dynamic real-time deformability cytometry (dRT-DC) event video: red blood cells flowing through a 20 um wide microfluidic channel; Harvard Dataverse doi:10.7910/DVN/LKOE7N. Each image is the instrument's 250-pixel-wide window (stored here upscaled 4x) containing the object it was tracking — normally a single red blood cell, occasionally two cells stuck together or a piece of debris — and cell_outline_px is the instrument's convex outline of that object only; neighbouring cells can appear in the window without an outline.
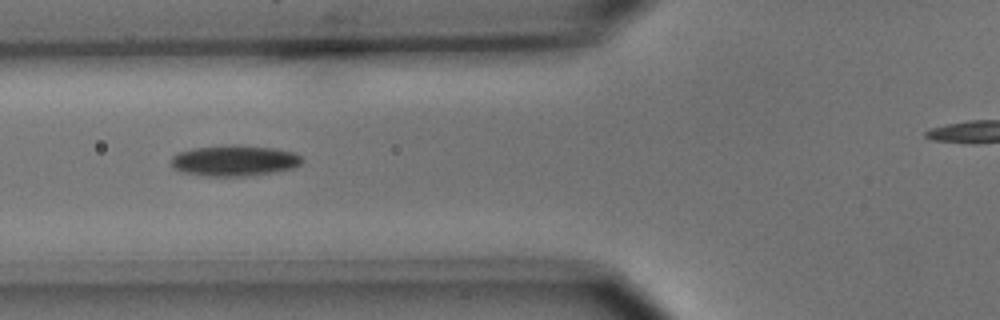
{"species": "common noctule bat (a hibernating species)", "species_latin": "Nyctalus noctula", "temperature_condition": "cold", "stored_images_in_passage": 9, "camera_frame_rate_fps": 3000, "um_per_image_px": 0.085, "animal": {"sex": "male", "body_mass_g": 15.6}, "frame": {"image": 1, "passage_image": 4, "time_ms": 3.667, "image_size_px": [1000, 320], "cell_outline_px": [[304, 160], [300, 164], [292, 168], [276, 172], [248, 176], [200, 176], [180, 172], [172, 168], [172, 156], [180, 152], [192, 148], [272, 148], [292, 152], [300, 156]], "centroid_in_image_um": [19.9, 13.72], "position_along_channel_um": 105.9, "area_um2": 22.54}}
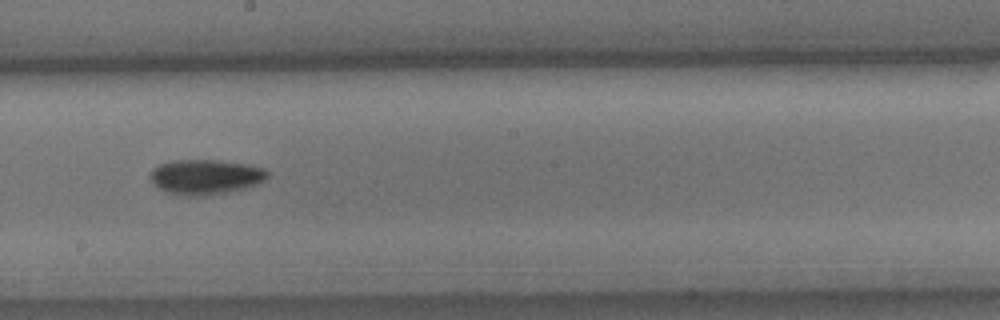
{"frame": {"image": 2, "passage_image": 7, "time_ms": 7.0, "image_size_px": [1000, 320], "cell_outline_px": [[268, 176], [260, 184], [228, 192], [208, 196], [180, 196], [168, 192], [160, 188], [152, 180], [152, 168], [160, 164], [172, 160], [216, 160], [248, 164], [264, 168], [268, 172]], "centroid_in_image_um": [17.51, 15.04], "position_along_channel_um": 230.7, "area_um2": 23.93}}
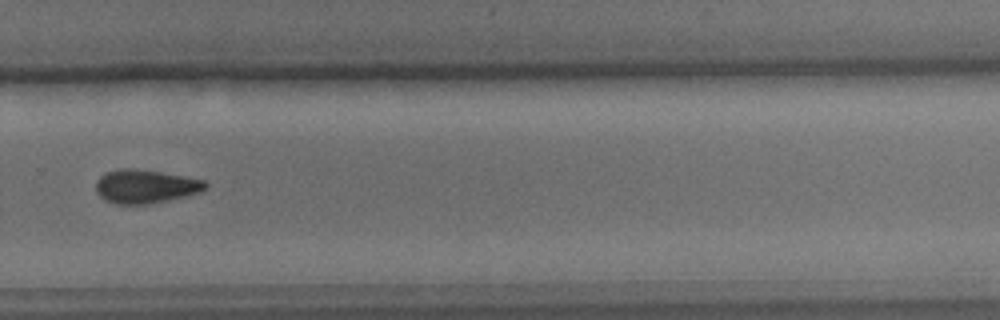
{"frame": {"image": 3, "passage_image": 9, "time_ms": 9.333, "image_size_px": [1000, 320], "cell_outline_px": [[208, 188], [200, 192], [184, 196], [148, 204], [116, 204], [104, 200], [96, 192], [96, 180], [100, 176], [108, 172], [124, 168], [132, 168], [160, 172], [204, 180], [208, 184]], "centroid_in_image_um": [12.35, 15.85], "position_along_channel_um": 317.5, "area_um2": 21.27}}